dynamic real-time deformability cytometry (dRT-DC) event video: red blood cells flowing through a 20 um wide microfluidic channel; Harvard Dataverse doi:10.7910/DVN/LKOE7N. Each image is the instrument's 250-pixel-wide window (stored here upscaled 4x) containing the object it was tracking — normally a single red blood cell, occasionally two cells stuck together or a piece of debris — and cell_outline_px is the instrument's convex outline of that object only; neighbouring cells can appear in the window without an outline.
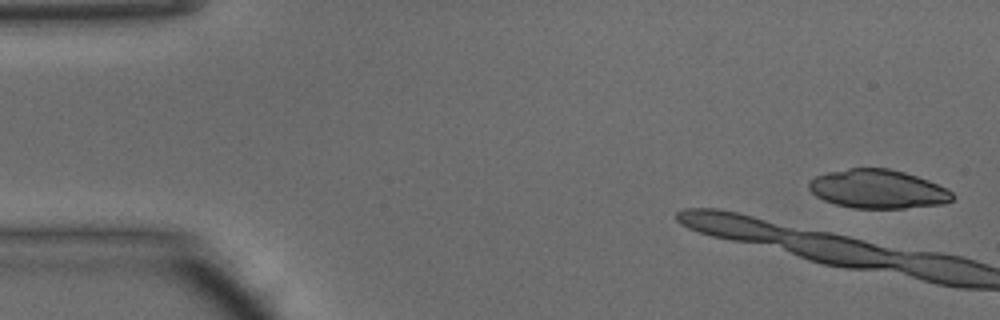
{"species": "common noctule bat (a hibernating species)", "species_latin": "Nyctalus noctula", "temperature_condition": "warm", "stored_images_in_passage": 8, "camera_frame_rate_fps": 3000, "um_per_image_px": 0.085, "animal": {"sex": "male", "body_mass_g": 15.6}, "frame": {"image": 1, "passage_image": 1, "time_ms": 0.0, "image_size_px": [1000, 320], "cell_outline_px": [[956, 196], [952, 200], [944, 204], [904, 208], [852, 208], [836, 204], [824, 200], [816, 196], [808, 188], [808, 184], [816, 176], [828, 172], [848, 168], [888, 168], [904, 172], [928, 180], [948, 188]], "centroid_in_image_um": [74.65, 16.07], "position_along_channel_um": 10.4, "area_um2": 32.48}}